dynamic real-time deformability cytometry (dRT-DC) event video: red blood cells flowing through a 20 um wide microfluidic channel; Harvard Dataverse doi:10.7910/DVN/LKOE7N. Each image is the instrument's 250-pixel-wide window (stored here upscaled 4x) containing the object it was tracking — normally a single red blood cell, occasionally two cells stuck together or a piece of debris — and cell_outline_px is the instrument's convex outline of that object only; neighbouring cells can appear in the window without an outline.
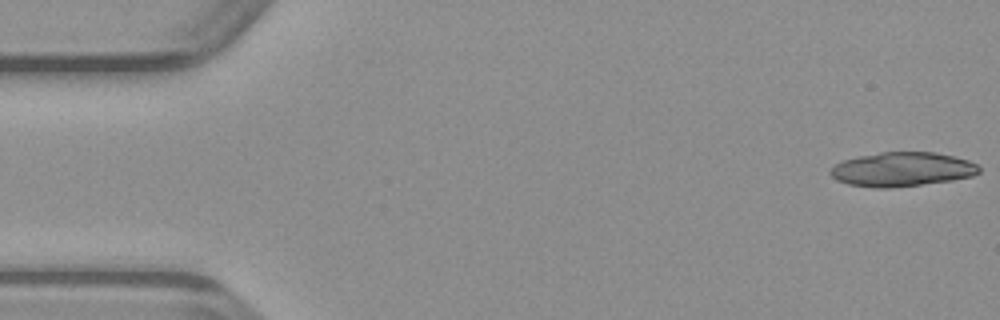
{"species": "common noctule bat (a hibernating species)", "species_latin": "Nyctalus noctula", "temperature_condition": "warm", "stored_images_in_passage": 20, "camera_frame_rate_fps": 3000, "um_per_image_px": 0.085, "animal": {"sex": "male", "body_mass_g": 23.1, "forearm_length_mm": 52.7}, "frame": {"image": 1, "passage_image": 1, "time_ms": 0.0, "image_size_px": [1000, 320], "cell_outline_px": [[980, 172], [972, 176], [952, 180], [892, 188], [876, 188], [848, 184], [836, 180], [828, 172], [836, 164], [844, 160], [856, 156], [880, 152], [936, 152], [968, 160], [976, 164], [980, 168]], "centroid_in_image_um": [76.66, 14.39], "position_along_channel_um": 8.3, "area_um2": 29.65}}